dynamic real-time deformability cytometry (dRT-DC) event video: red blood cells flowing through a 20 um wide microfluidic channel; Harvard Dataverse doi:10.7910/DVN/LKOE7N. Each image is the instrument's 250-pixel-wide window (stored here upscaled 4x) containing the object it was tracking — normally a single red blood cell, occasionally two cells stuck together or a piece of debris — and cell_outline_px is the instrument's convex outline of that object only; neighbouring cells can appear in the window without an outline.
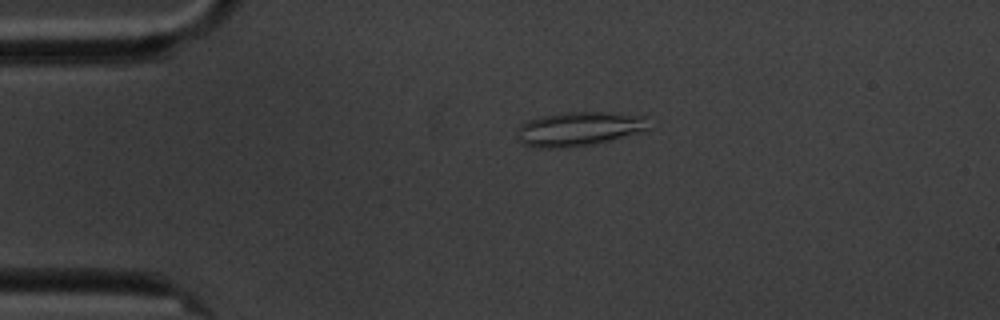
{"species": "common noctule bat (a hibernating species)", "species_latin": "Nyctalus noctula", "temperature_condition": "cold", "stored_images_in_passage": 2, "camera_frame_rate_fps": 3000, "um_per_image_px": 0.085, "animal": {"sex": "male", "body_mass_g": 20.1, "forearm_length_mm": 53.5}, "frame": {"image": 1, "passage_image": 1, "time_ms": 0.0, "image_size_px": [1000, 320], "cell_outline_px": [[652, 128], [644, 132], [592, 144], [564, 148], [540, 148], [524, 144], [516, 140], [516, 136], [520, 124], [528, 120], [540, 116], [564, 112], [608, 112], [644, 116]], "centroid_in_image_um": [49.21, 10.95], "position_along_channel_um": 35.8, "area_um2": 26.53}}